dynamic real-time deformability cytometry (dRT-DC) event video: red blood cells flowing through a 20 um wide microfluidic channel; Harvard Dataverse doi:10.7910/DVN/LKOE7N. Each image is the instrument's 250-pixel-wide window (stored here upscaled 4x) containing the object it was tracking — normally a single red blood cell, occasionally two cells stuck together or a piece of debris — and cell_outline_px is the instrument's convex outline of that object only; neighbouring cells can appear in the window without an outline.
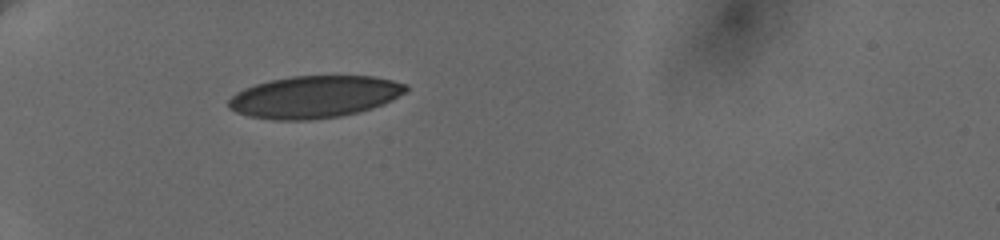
{"species": "human", "species_latin": "Homo sapiens", "temperature_condition": "cold", "stored_images_in_passage": 6, "camera_frame_rate_fps": 3000, "um_per_image_px": 0.085, "donor": {"sex": "female"}, "frame": {"image": 1, "passage_image": 1, "time_ms": 0.0, "image_size_px": [1000, 240], "cell_outline_px": [[408, 88], [404, 92], [392, 100], [384, 104], [372, 108], [340, 116], [312, 120], [272, 120], [248, 116], [236, 112], [228, 108], [228, 100], [236, 92], [244, 88], [256, 84], [288, 76], [372, 76], [392, 80], [408, 84]], "centroid_in_image_um": [26.71, 8.24], "position_along_channel_um": 58.3, "area_um2": 43.58}}
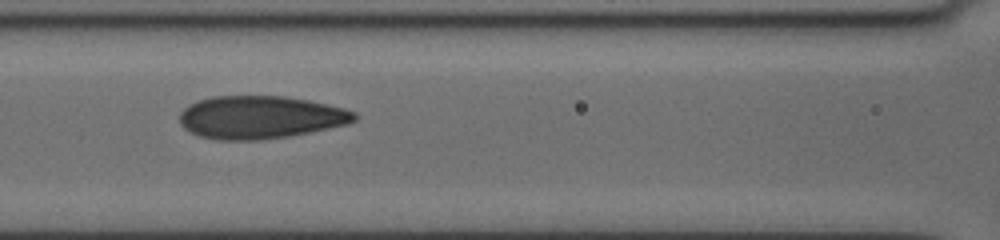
{"frame": {"image": 2, "passage_image": 4, "time_ms": 3.0, "image_size_px": [1000, 240], "cell_outline_px": [[356, 120], [348, 124], [288, 136], [260, 140], [216, 140], [200, 136], [184, 128], [180, 124], [180, 112], [188, 104], [212, 96], [288, 96], [308, 100], [344, 108], [356, 112]], "centroid_in_image_um": [22.11, 9.96], "position_along_channel_um": 144.5, "area_um2": 43.64}}
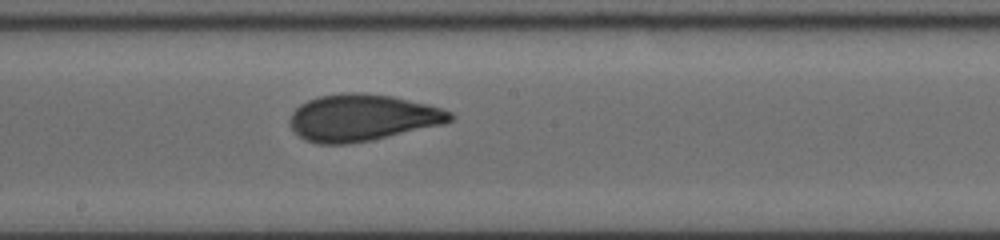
{"frame": {"image": 3, "passage_image": 6, "time_ms": 5.0, "image_size_px": [1000, 240], "cell_outline_px": [[456, 116], [452, 120], [444, 124], [368, 140], [344, 144], [320, 144], [308, 140], [300, 136], [288, 124], [288, 120], [292, 112], [300, 104], [308, 100], [320, 96], [344, 92], [360, 92], [392, 96], [428, 104], [452, 112]], "centroid_in_image_um": [30.79, 9.98], "position_along_channel_um": 217.4, "area_um2": 43.41}}